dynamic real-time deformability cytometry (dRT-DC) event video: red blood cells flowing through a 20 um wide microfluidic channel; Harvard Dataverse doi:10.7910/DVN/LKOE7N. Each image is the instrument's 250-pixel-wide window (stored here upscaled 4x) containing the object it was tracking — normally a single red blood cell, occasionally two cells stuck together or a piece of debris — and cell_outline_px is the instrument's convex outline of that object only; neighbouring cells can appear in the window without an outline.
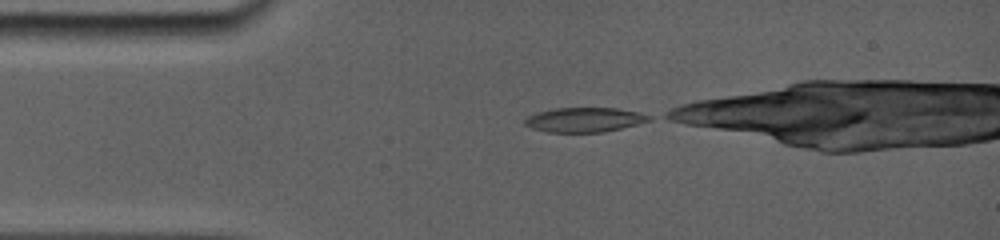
{"species": "common noctule bat (a hibernating species)", "species_latin": "Nyctalus noctula", "temperature_condition": "room temperature", "stored_images_in_passage": 24, "camera_frame_rate_fps": 5000, "um_per_image_px": 0.085, "animal": {"sex": "female", "body_mass_g": 19.0, "forearm_length_mm": 56.7}, "frame": {"image": 1, "passage_image": 1, "time_ms": 0.0, "image_size_px": [1000, 240], "cell_outline_px": [[652, 120], [620, 128], [596, 132], [552, 132], [536, 128], [524, 124], [524, 120], [528, 116], [540, 112], [556, 108], [616, 108], [636, 112], [652, 116]], "centroid_in_image_um": [49.7, 10.17], "position_along_channel_um": 35.3, "area_um2": 17.22}}
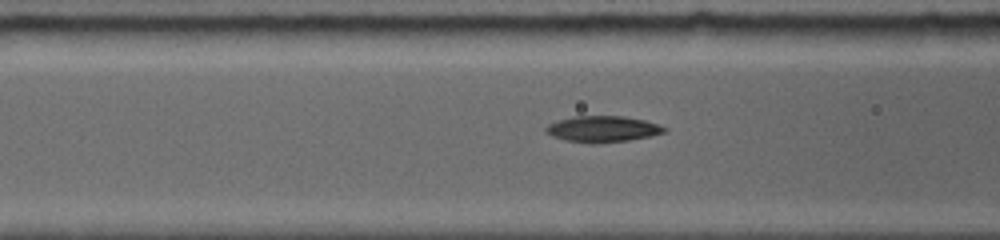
{"frame": {"image": 2, "passage_image": 17, "time_ms": 2.8, "image_size_px": [1000, 240], "cell_outline_px": [[664, 132], [648, 136], [628, 140], [568, 140], [556, 136], [548, 132], [544, 128], [548, 124], [560, 120], [576, 116], [624, 116], [644, 120], [656, 124], [664, 128]], "centroid_in_image_um": [51.24, 10.9], "position_along_channel_um": 115.4, "area_um2": 16.59}}
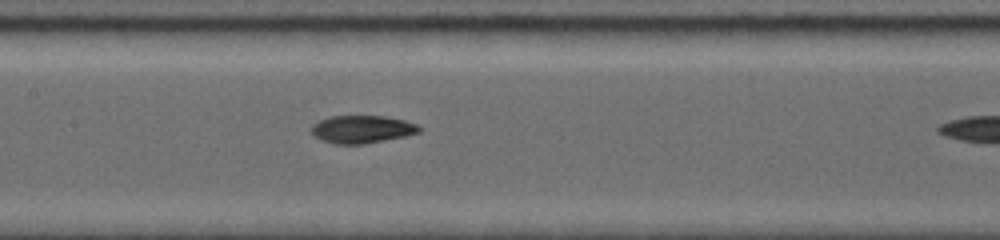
{"frame": {"image": 3, "passage_image": 23, "time_ms": 4.4, "image_size_px": [1000, 240], "cell_outline_px": [[420, 132], [404, 136], [360, 144], [340, 144], [324, 140], [316, 136], [312, 132], [312, 128], [320, 120], [332, 116], [384, 116], [404, 120], [416, 124], [420, 128]], "centroid_in_image_um": [30.8, 10.97], "position_along_channel_um": 176.6, "area_um2": 16.82}}